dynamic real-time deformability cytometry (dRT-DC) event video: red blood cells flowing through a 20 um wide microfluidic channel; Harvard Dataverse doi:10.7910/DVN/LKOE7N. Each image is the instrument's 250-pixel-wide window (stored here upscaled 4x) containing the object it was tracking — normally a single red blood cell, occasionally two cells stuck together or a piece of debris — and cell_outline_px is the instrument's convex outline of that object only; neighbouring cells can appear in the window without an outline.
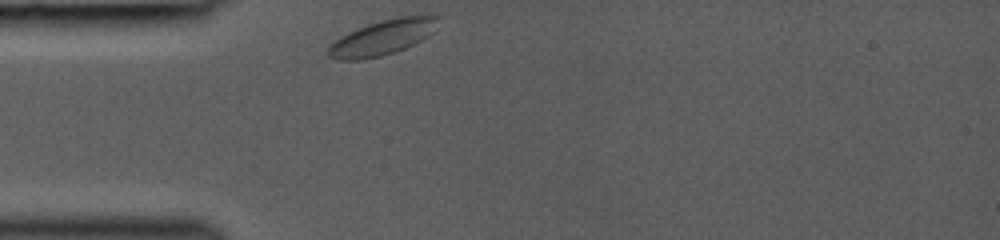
{"species": "common noctule bat (a hibernating species)", "species_latin": "Nyctalus noctula", "temperature_condition": "room temperature", "stored_images_in_passage": 28, "camera_frame_rate_fps": 3000, "um_per_image_px": 0.085, "animal": {"sex": "female", "body_mass_g": 19.0, "forearm_length_mm": 53.3}, "frame": {"image": 1, "passage_image": 1, "time_ms": 0.0, "image_size_px": [1000, 240], "cell_outline_px": [[440, 16], [432, 32], [428, 36], [404, 48], [380, 56], [364, 60], [340, 60], [328, 56], [328, 48], [340, 36], [348, 32], [368, 24], [400, 16]], "centroid_in_image_um": [32.47, 3.2], "position_along_channel_um": 52.5, "area_um2": 21.91}}
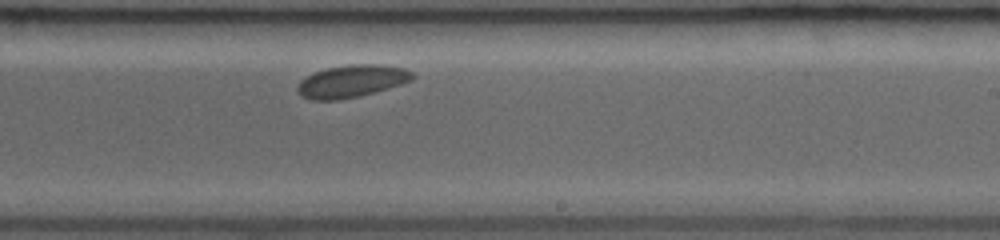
{"frame": {"image": 2, "passage_image": 17, "time_ms": 5.333, "image_size_px": [1000, 240], "cell_outline_px": [[416, 76], [412, 80], [388, 88], [360, 96], [336, 100], [312, 100], [300, 96], [296, 88], [300, 80], [312, 72], [328, 68], [348, 64], [380, 64], [404, 68], [412, 72]], "centroid_in_image_um": [29.86, 6.9], "position_along_channel_um": 259.1, "area_um2": 21.85}}
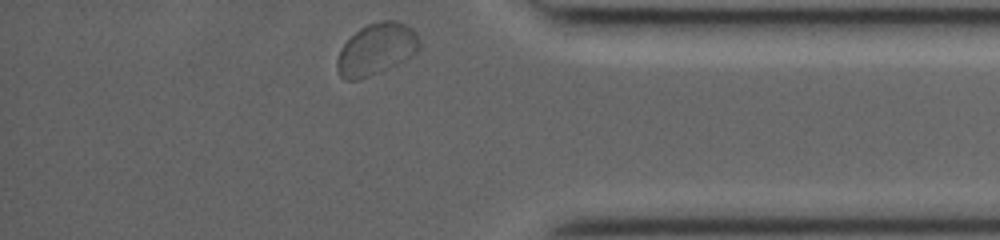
{"frame": {"image": 3, "passage_image": 28, "time_ms": 9.0, "image_size_px": [1000, 240], "cell_outline_px": [[420, 48], [412, 56], [388, 68], [360, 80], [344, 80], [340, 76], [336, 68], [336, 60], [340, 48], [360, 28], [368, 24], [380, 20], [396, 20], [408, 24], [416, 32], [420, 40]], "centroid_in_image_um": [31.99, 4.17], "position_along_channel_um": 403.2, "area_um2": 24.97}}